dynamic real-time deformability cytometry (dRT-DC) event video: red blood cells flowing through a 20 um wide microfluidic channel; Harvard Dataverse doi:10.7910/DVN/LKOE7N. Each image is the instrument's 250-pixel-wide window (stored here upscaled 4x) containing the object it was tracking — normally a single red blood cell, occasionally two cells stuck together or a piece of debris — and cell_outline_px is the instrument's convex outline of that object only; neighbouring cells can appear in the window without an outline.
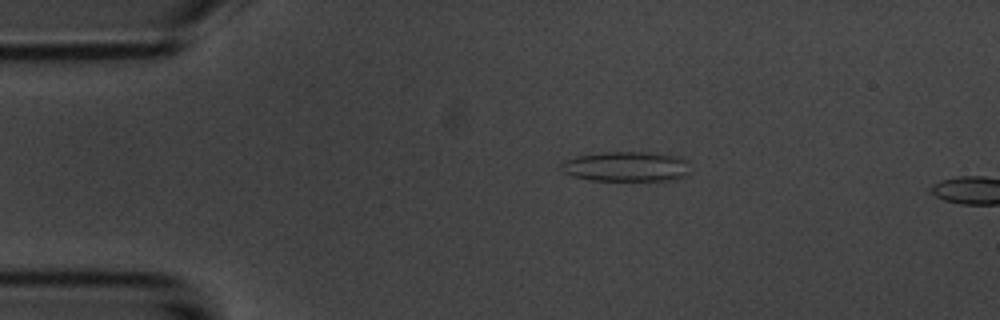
{"species": "common noctule bat (a hibernating species)", "species_latin": "Nyctalus noctula", "temperature_condition": "room temperature", "stored_images_in_passage": 4, "camera_frame_rate_fps": 3000, "um_per_image_px": 0.085, "animal": {"sex": "male", "body_mass_g": 20.1, "forearm_length_mm": 53.5}, "frame": {"image": 1, "passage_image": 3, "time_ms": 2.667, "image_size_px": [1000, 320], "cell_outline_px": [[688, 176], [676, 180], [592, 180], [572, 176], [564, 172], [560, 168], [560, 164], [564, 160], [576, 156], [604, 152], [656, 152], [684, 156], [688, 160]], "centroid_in_image_um": [53.3, 14.14], "position_along_channel_um": 31.7, "area_um2": 23.0}}